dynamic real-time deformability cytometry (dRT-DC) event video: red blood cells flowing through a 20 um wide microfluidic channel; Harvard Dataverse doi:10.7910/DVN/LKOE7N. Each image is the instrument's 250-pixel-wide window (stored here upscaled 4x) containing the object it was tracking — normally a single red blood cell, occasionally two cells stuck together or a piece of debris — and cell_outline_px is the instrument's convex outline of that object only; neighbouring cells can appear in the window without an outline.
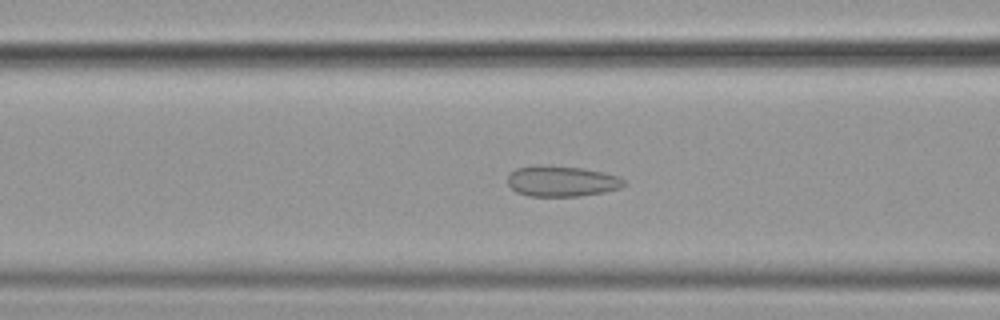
{"species": "common noctule bat (a hibernating species)", "species_latin": "Nyctalus noctula", "temperature_condition": "cold", "stored_images_in_passage": 56, "camera_frame_rate_fps": 3000, "um_per_image_px": 0.085, "animal": {"sex": "female", "body_mass_g": 19.9}, "frame": {"image": 1, "passage_image": 23, "time_ms": 7.333, "image_size_px": [1000, 320], "cell_outline_px": [[628, 184], [620, 188], [604, 192], [580, 196], [528, 196], [516, 192], [508, 184], [508, 176], [516, 168], [540, 164], [580, 168], [604, 172], [620, 176]], "centroid_in_image_um": [47.77, 15.4], "position_along_channel_um": 118.8, "area_um2": 20.98}}
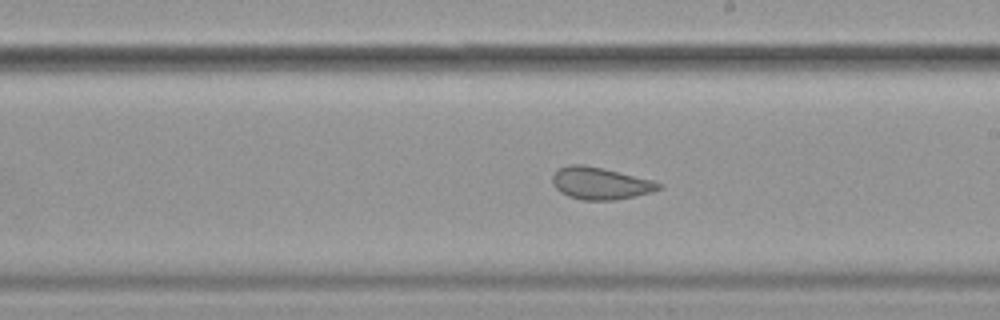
{"frame": {"image": 2, "passage_image": 33, "time_ms": 10.667, "image_size_px": [1000, 320], "cell_outline_px": [[664, 188], [652, 192], [636, 196], [616, 200], [584, 200], [568, 196], [560, 192], [552, 184], [552, 176], [560, 168], [568, 164], [584, 164], [604, 168], [652, 180], [664, 184]], "centroid_in_image_um": [51.06, 15.58], "position_along_channel_um": 237.9, "area_um2": 20.11}}
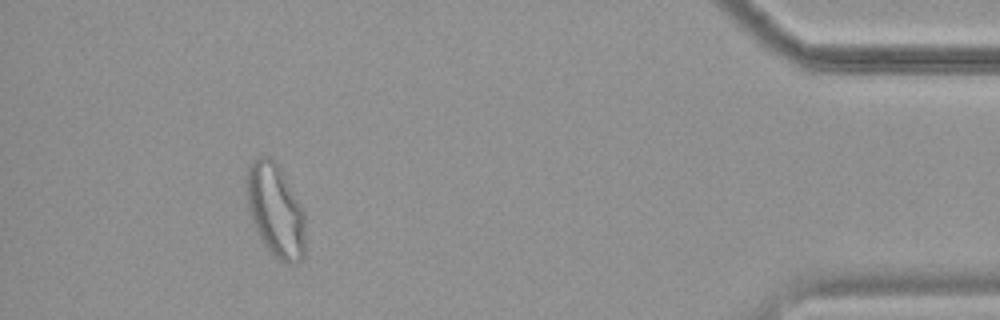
{"frame": {"image": 3, "passage_image": 52, "time_ms": 17.0, "image_size_px": [1000, 320], "cell_outline_px": [[304, 256], [296, 264], [284, 264], [272, 256], [260, 240], [256, 232], [248, 212], [248, 168], [252, 160], [260, 156], [268, 156], [280, 168], [300, 204], [304, 212]], "centroid_in_image_um": [23.41, 17.96], "position_along_channel_um": 411.8, "area_um2": 31.79}, "authors_computed_cell_mechanics": {"area_um2": 24.7095, "velocity_mm_per_s": 3.5874, "shape_relaxation_time_tau1_ms": null, "shape_relaxation_time_tau2_ms": 0.7743, "deformation_change_tau1": null, "deformation_change_tau2": 0.0666}}